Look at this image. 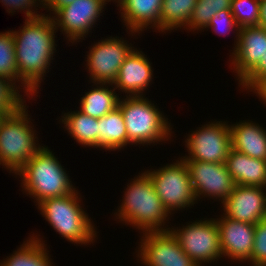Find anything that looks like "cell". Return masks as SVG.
Returning <instances> with one entry per match:
<instances>
[{
  "label": "cell",
  "mask_w": 266,
  "mask_h": 266,
  "mask_svg": "<svg viewBox=\"0 0 266 266\" xmlns=\"http://www.w3.org/2000/svg\"><path fill=\"white\" fill-rule=\"evenodd\" d=\"M37 18L25 19L20 30H12L15 45L19 85L24 96H35L40 84L45 80L46 71L56 52L54 20L48 14Z\"/></svg>",
  "instance_id": "cell-1"
},
{
  "label": "cell",
  "mask_w": 266,
  "mask_h": 266,
  "mask_svg": "<svg viewBox=\"0 0 266 266\" xmlns=\"http://www.w3.org/2000/svg\"><path fill=\"white\" fill-rule=\"evenodd\" d=\"M116 211L114 215L119 222L132 225L142 233L170 229L164 227L170 215L163 207L152 180L145 171L139 173L127 185L121 205Z\"/></svg>",
  "instance_id": "cell-2"
},
{
  "label": "cell",
  "mask_w": 266,
  "mask_h": 266,
  "mask_svg": "<svg viewBox=\"0 0 266 266\" xmlns=\"http://www.w3.org/2000/svg\"><path fill=\"white\" fill-rule=\"evenodd\" d=\"M52 152L48 147H42L15 173L22 178L25 194L35 198L37 205L45 199L69 195L76 190Z\"/></svg>",
  "instance_id": "cell-3"
},
{
  "label": "cell",
  "mask_w": 266,
  "mask_h": 266,
  "mask_svg": "<svg viewBox=\"0 0 266 266\" xmlns=\"http://www.w3.org/2000/svg\"><path fill=\"white\" fill-rule=\"evenodd\" d=\"M26 106L0 119V165L14 174L43 147Z\"/></svg>",
  "instance_id": "cell-4"
},
{
  "label": "cell",
  "mask_w": 266,
  "mask_h": 266,
  "mask_svg": "<svg viewBox=\"0 0 266 266\" xmlns=\"http://www.w3.org/2000/svg\"><path fill=\"white\" fill-rule=\"evenodd\" d=\"M123 97L120 98L118 106L127 130V144L155 145L154 143L168 141L171 138V123L147 97Z\"/></svg>",
  "instance_id": "cell-5"
},
{
  "label": "cell",
  "mask_w": 266,
  "mask_h": 266,
  "mask_svg": "<svg viewBox=\"0 0 266 266\" xmlns=\"http://www.w3.org/2000/svg\"><path fill=\"white\" fill-rule=\"evenodd\" d=\"M78 194L76 189L69 195L45 199L38 204V209L65 240L77 245H90L97 237L96 228L82 209Z\"/></svg>",
  "instance_id": "cell-6"
},
{
  "label": "cell",
  "mask_w": 266,
  "mask_h": 266,
  "mask_svg": "<svg viewBox=\"0 0 266 266\" xmlns=\"http://www.w3.org/2000/svg\"><path fill=\"white\" fill-rule=\"evenodd\" d=\"M145 172L152 180L156 194L170 215L173 211L191 208L198 203L192 190L188 168L181 158L180 161L178 158L172 164Z\"/></svg>",
  "instance_id": "cell-7"
},
{
  "label": "cell",
  "mask_w": 266,
  "mask_h": 266,
  "mask_svg": "<svg viewBox=\"0 0 266 266\" xmlns=\"http://www.w3.org/2000/svg\"><path fill=\"white\" fill-rule=\"evenodd\" d=\"M178 239L183 251L198 265L217 262L223 255L220 249L219 228L215 218L196 220L177 228L169 229Z\"/></svg>",
  "instance_id": "cell-8"
},
{
  "label": "cell",
  "mask_w": 266,
  "mask_h": 266,
  "mask_svg": "<svg viewBox=\"0 0 266 266\" xmlns=\"http://www.w3.org/2000/svg\"><path fill=\"white\" fill-rule=\"evenodd\" d=\"M185 140L189 156L181 159L210 163H225L231 149L230 124L225 121L208 122Z\"/></svg>",
  "instance_id": "cell-9"
},
{
  "label": "cell",
  "mask_w": 266,
  "mask_h": 266,
  "mask_svg": "<svg viewBox=\"0 0 266 266\" xmlns=\"http://www.w3.org/2000/svg\"><path fill=\"white\" fill-rule=\"evenodd\" d=\"M119 37H108L98 41L90 47L87 53L89 77L93 83L113 84L118 77L120 67L124 60L134 50L132 44Z\"/></svg>",
  "instance_id": "cell-10"
},
{
  "label": "cell",
  "mask_w": 266,
  "mask_h": 266,
  "mask_svg": "<svg viewBox=\"0 0 266 266\" xmlns=\"http://www.w3.org/2000/svg\"><path fill=\"white\" fill-rule=\"evenodd\" d=\"M106 2L108 0H76L49 15L54 20L56 30L60 29L67 40L75 44L92 32Z\"/></svg>",
  "instance_id": "cell-11"
},
{
  "label": "cell",
  "mask_w": 266,
  "mask_h": 266,
  "mask_svg": "<svg viewBox=\"0 0 266 266\" xmlns=\"http://www.w3.org/2000/svg\"><path fill=\"white\" fill-rule=\"evenodd\" d=\"M182 160L188 168L196 201L202 196L220 200L222 204L233 191L235 183L225 163Z\"/></svg>",
  "instance_id": "cell-12"
},
{
  "label": "cell",
  "mask_w": 266,
  "mask_h": 266,
  "mask_svg": "<svg viewBox=\"0 0 266 266\" xmlns=\"http://www.w3.org/2000/svg\"><path fill=\"white\" fill-rule=\"evenodd\" d=\"M138 247L137 258L145 266H198L170 230L143 233Z\"/></svg>",
  "instance_id": "cell-13"
},
{
  "label": "cell",
  "mask_w": 266,
  "mask_h": 266,
  "mask_svg": "<svg viewBox=\"0 0 266 266\" xmlns=\"http://www.w3.org/2000/svg\"><path fill=\"white\" fill-rule=\"evenodd\" d=\"M266 188L235 185L228 198L222 203L226 217L257 224L266 218Z\"/></svg>",
  "instance_id": "cell-14"
},
{
  "label": "cell",
  "mask_w": 266,
  "mask_h": 266,
  "mask_svg": "<svg viewBox=\"0 0 266 266\" xmlns=\"http://www.w3.org/2000/svg\"><path fill=\"white\" fill-rule=\"evenodd\" d=\"M266 54V28L261 26L240 28L237 46L231 56V65L240 83Z\"/></svg>",
  "instance_id": "cell-15"
},
{
  "label": "cell",
  "mask_w": 266,
  "mask_h": 266,
  "mask_svg": "<svg viewBox=\"0 0 266 266\" xmlns=\"http://www.w3.org/2000/svg\"><path fill=\"white\" fill-rule=\"evenodd\" d=\"M223 216V217H222ZM219 228L220 249L223 257L235 261H248L254 244L255 224L226 217L215 219Z\"/></svg>",
  "instance_id": "cell-16"
},
{
  "label": "cell",
  "mask_w": 266,
  "mask_h": 266,
  "mask_svg": "<svg viewBox=\"0 0 266 266\" xmlns=\"http://www.w3.org/2000/svg\"><path fill=\"white\" fill-rule=\"evenodd\" d=\"M151 64L147 55L135 48L121 65L114 88L127 93L126 96H142L153 79Z\"/></svg>",
  "instance_id": "cell-17"
},
{
  "label": "cell",
  "mask_w": 266,
  "mask_h": 266,
  "mask_svg": "<svg viewBox=\"0 0 266 266\" xmlns=\"http://www.w3.org/2000/svg\"><path fill=\"white\" fill-rule=\"evenodd\" d=\"M163 0H121L119 6L122 21L129 34L136 36L153 27L160 32V12ZM131 32V33H130Z\"/></svg>",
  "instance_id": "cell-18"
},
{
  "label": "cell",
  "mask_w": 266,
  "mask_h": 266,
  "mask_svg": "<svg viewBox=\"0 0 266 266\" xmlns=\"http://www.w3.org/2000/svg\"><path fill=\"white\" fill-rule=\"evenodd\" d=\"M231 148L266 161V129L251 120L230 125Z\"/></svg>",
  "instance_id": "cell-19"
},
{
  "label": "cell",
  "mask_w": 266,
  "mask_h": 266,
  "mask_svg": "<svg viewBox=\"0 0 266 266\" xmlns=\"http://www.w3.org/2000/svg\"><path fill=\"white\" fill-rule=\"evenodd\" d=\"M235 185L266 187V161L230 149L225 161Z\"/></svg>",
  "instance_id": "cell-20"
},
{
  "label": "cell",
  "mask_w": 266,
  "mask_h": 266,
  "mask_svg": "<svg viewBox=\"0 0 266 266\" xmlns=\"http://www.w3.org/2000/svg\"><path fill=\"white\" fill-rule=\"evenodd\" d=\"M98 148L116 151L127 146V130L118 107L98 119Z\"/></svg>",
  "instance_id": "cell-21"
},
{
  "label": "cell",
  "mask_w": 266,
  "mask_h": 266,
  "mask_svg": "<svg viewBox=\"0 0 266 266\" xmlns=\"http://www.w3.org/2000/svg\"><path fill=\"white\" fill-rule=\"evenodd\" d=\"M95 87L85 92L80 99V111L91 117L100 119L108 112L118 107L119 96L116 94V89L113 84L94 83ZM100 85V86H99ZM108 86L112 88L109 89Z\"/></svg>",
  "instance_id": "cell-22"
},
{
  "label": "cell",
  "mask_w": 266,
  "mask_h": 266,
  "mask_svg": "<svg viewBox=\"0 0 266 266\" xmlns=\"http://www.w3.org/2000/svg\"><path fill=\"white\" fill-rule=\"evenodd\" d=\"M30 237L11 256L3 259L0 266H53L45 241L34 233Z\"/></svg>",
  "instance_id": "cell-23"
},
{
  "label": "cell",
  "mask_w": 266,
  "mask_h": 266,
  "mask_svg": "<svg viewBox=\"0 0 266 266\" xmlns=\"http://www.w3.org/2000/svg\"><path fill=\"white\" fill-rule=\"evenodd\" d=\"M71 112V113H70ZM62 113L59 120L80 145L98 148V119L84 114L80 110Z\"/></svg>",
  "instance_id": "cell-24"
},
{
  "label": "cell",
  "mask_w": 266,
  "mask_h": 266,
  "mask_svg": "<svg viewBox=\"0 0 266 266\" xmlns=\"http://www.w3.org/2000/svg\"><path fill=\"white\" fill-rule=\"evenodd\" d=\"M197 0H163L160 12V31L166 33L185 28Z\"/></svg>",
  "instance_id": "cell-25"
},
{
  "label": "cell",
  "mask_w": 266,
  "mask_h": 266,
  "mask_svg": "<svg viewBox=\"0 0 266 266\" xmlns=\"http://www.w3.org/2000/svg\"><path fill=\"white\" fill-rule=\"evenodd\" d=\"M232 0H197L188 25L184 30L202 31L211 18L224 9H231Z\"/></svg>",
  "instance_id": "cell-26"
},
{
  "label": "cell",
  "mask_w": 266,
  "mask_h": 266,
  "mask_svg": "<svg viewBox=\"0 0 266 266\" xmlns=\"http://www.w3.org/2000/svg\"><path fill=\"white\" fill-rule=\"evenodd\" d=\"M0 77L8 79L16 87L18 79V69L15 54L14 37L12 30L0 33Z\"/></svg>",
  "instance_id": "cell-27"
},
{
  "label": "cell",
  "mask_w": 266,
  "mask_h": 266,
  "mask_svg": "<svg viewBox=\"0 0 266 266\" xmlns=\"http://www.w3.org/2000/svg\"><path fill=\"white\" fill-rule=\"evenodd\" d=\"M231 12L240 28L259 26L260 0H232Z\"/></svg>",
  "instance_id": "cell-28"
},
{
  "label": "cell",
  "mask_w": 266,
  "mask_h": 266,
  "mask_svg": "<svg viewBox=\"0 0 266 266\" xmlns=\"http://www.w3.org/2000/svg\"><path fill=\"white\" fill-rule=\"evenodd\" d=\"M21 89L8 79L0 77V111L9 114L25 104V98L23 99L22 94H19Z\"/></svg>",
  "instance_id": "cell-29"
},
{
  "label": "cell",
  "mask_w": 266,
  "mask_h": 266,
  "mask_svg": "<svg viewBox=\"0 0 266 266\" xmlns=\"http://www.w3.org/2000/svg\"><path fill=\"white\" fill-rule=\"evenodd\" d=\"M249 261L253 266H266V218L255 224L254 244Z\"/></svg>",
  "instance_id": "cell-30"
},
{
  "label": "cell",
  "mask_w": 266,
  "mask_h": 266,
  "mask_svg": "<svg viewBox=\"0 0 266 266\" xmlns=\"http://www.w3.org/2000/svg\"><path fill=\"white\" fill-rule=\"evenodd\" d=\"M212 29L215 33H220L219 35L225 34L227 32L232 31L233 29L236 31V41L234 46H237L238 36L240 27L238 26L231 9H224L220 12H217L209 21L208 26L205 28L208 30Z\"/></svg>",
  "instance_id": "cell-31"
},
{
  "label": "cell",
  "mask_w": 266,
  "mask_h": 266,
  "mask_svg": "<svg viewBox=\"0 0 266 266\" xmlns=\"http://www.w3.org/2000/svg\"><path fill=\"white\" fill-rule=\"evenodd\" d=\"M0 2L6 6V8L8 9L6 11L9 13L16 12L17 10H20V12L23 11L25 13L24 15L26 16L25 19L37 18L44 15L43 13L38 14V11L34 10V8L36 9V7H38L39 5H44L43 0H0Z\"/></svg>",
  "instance_id": "cell-32"
},
{
  "label": "cell",
  "mask_w": 266,
  "mask_h": 266,
  "mask_svg": "<svg viewBox=\"0 0 266 266\" xmlns=\"http://www.w3.org/2000/svg\"><path fill=\"white\" fill-rule=\"evenodd\" d=\"M263 78H266V54L264 56V60H261L258 65L238 84L249 91Z\"/></svg>",
  "instance_id": "cell-33"
},
{
  "label": "cell",
  "mask_w": 266,
  "mask_h": 266,
  "mask_svg": "<svg viewBox=\"0 0 266 266\" xmlns=\"http://www.w3.org/2000/svg\"><path fill=\"white\" fill-rule=\"evenodd\" d=\"M74 1L76 0H44L43 7L40 6L39 8H46V10L52 11L51 14H54L59 8L67 6Z\"/></svg>",
  "instance_id": "cell-34"
},
{
  "label": "cell",
  "mask_w": 266,
  "mask_h": 266,
  "mask_svg": "<svg viewBox=\"0 0 266 266\" xmlns=\"http://www.w3.org/2000/svg\"><path fill=\"white\" fill-rule=\"evenodd\" d=\"M249 92L255 93L266 104V78L261 79Z\"/></svg>",
  "instance_id": "cell-35"
},
{
  "label": "cell",
  "mask_w": 266,
  "mask_h": 266,
  "mask_svg": "<svg viewBox=\"0 0 266 266\" xmlns=\"http://www.w3.org/2000/svg\"><path fill=\"white\" fill-rule=\"evenodd\" d=\"M259 26L266 28V0H260Z\"/></svg>",
  "instance_id": "cell-36"
},
{
  "label": "cell",
  "mask_w": 266,
  "mask_h": 266,
  "mask_svg": "<svg viewBox=\"0 0 266 266\" xmlns=\"http://www.w3.org/2000/svg\"><path fill=\"white\" fill-rule=\"evenodd\" d=\"M5 114L2 112V111H0V119L4 116Z\"/></svg>",
  "instance_id": "cell-37"
},
{
  "label": "cell",
  "mask_w": 266,
  "mask_h": 266,
  "mask_svg": "<svg viewBox=\"0 0 266 266\" xmlns=\"http://www.w3.org/2000/svg\"><path fill=\"white\" fill-rule=\"evenodd\" d=\"M112 1H116L117 3H119L121 0H112ZM108 2H111V0H108Z\"/></svg>",
  "instance_id": "cell-38"
}]
</instances>
